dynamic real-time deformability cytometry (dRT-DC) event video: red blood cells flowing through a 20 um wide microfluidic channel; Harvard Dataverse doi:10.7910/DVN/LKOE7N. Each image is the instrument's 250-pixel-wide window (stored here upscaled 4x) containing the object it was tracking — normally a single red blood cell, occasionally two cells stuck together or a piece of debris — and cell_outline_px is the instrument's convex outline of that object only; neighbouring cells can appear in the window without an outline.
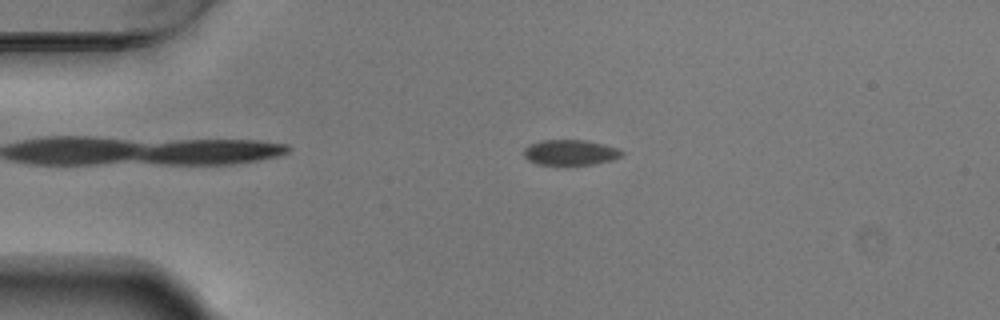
{"species": "Egyptian fruit bat (a non-hibernating species)", "species_latin": "Rousettus aegyptiacus", "temperature_condition": "warm", "stored_images_in_passage": 54, "camera_frame_rate_fps": 3000, "um_per_image_px": 0.085, "animal": {"sex": "male"}, "frame": {"image": 1, "passage_image": 12, "time_ms": 3.667, "image_size_px": [1000, 320], "cell_outline_px": [[624, 152], [620, 156], [612, 160], [596, 164], [536, 164], [528, 160], [524, 156], [524, 148], [528, 144], [544, 140], [584, 140], [604, 144], [616, 148]], "centroid_in_image_um": [48.45, 12.95], "position_along_channel_um": 36.6, "area_um2": 14.39}}
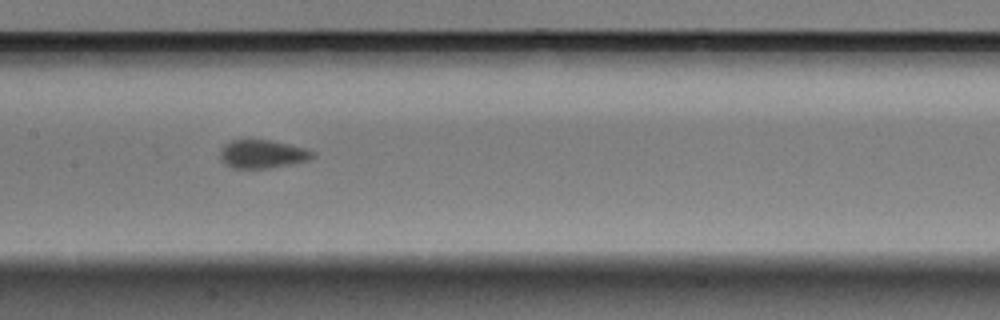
{"frame": {"image": 2, "passage_image": 27, "time_ms": 8.667, "image_size_px": [1000, 320], "cell_outline_px": [[316, 156], [308, 160], [292, 164], [268, 168], [232, 168], [224, 164], [220, 160], [220, 148], [224, 144], [232, 140], [268, 140], [288, 144], [304, 148], [316, 152]], "centroid_in_image_um": [22.29, 13.1], "position_along_channel_um": 185.1, "area_um2": 15.37}}
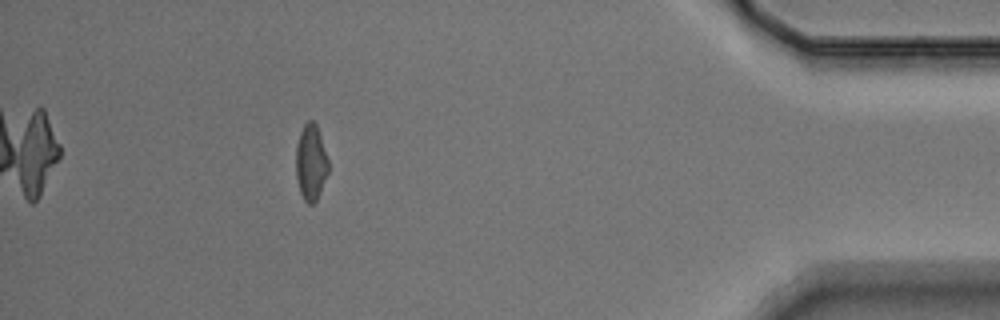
{"frame": {"image": 3, "passage_image": 49, "time_ms": 16.0, "image_size_px": [1000, 320], "cell_outline_px": [[328, 172], [316, 200], [312, 204], [308, 204], [304, 200], [300, 192], [296, 176], [296, 144], [300, 132], [304, 124], [308, 120], [312, 120], [316, 124], [328, 160]], "centroid_in_image_um": [26.4, 13.8], "position_along_channel_um": 408.8, "area_um2": 14.16}}